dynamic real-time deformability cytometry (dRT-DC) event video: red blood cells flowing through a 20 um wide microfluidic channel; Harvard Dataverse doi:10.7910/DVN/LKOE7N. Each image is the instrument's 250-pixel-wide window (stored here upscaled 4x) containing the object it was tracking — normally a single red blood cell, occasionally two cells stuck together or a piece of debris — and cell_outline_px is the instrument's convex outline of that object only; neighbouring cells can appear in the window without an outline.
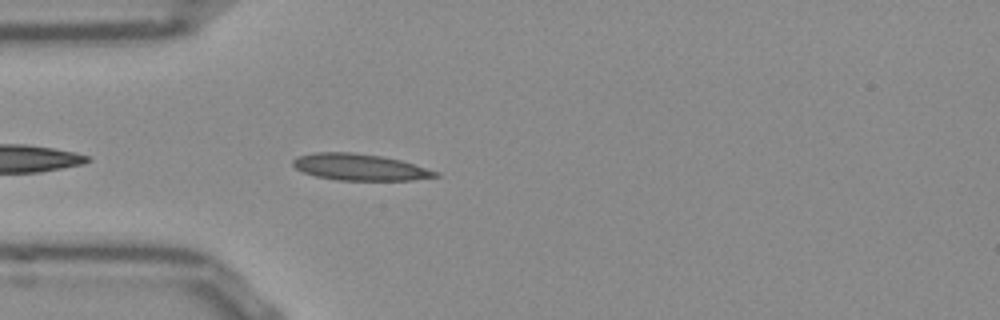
{"species": "Egyptian fruit bat (a non-hibernating species)", "species_latin": "Rousettus aegyptiacus", "temperature_condition": "room temperature", "stored_images_in_passage": 41, "camera_frame_rate_fps": 3000, "um_per_image_px": 0.085, "frame": {"image": 1, "passage_image": 3, "time_ms": 0.667, "image_size_px": [1000, 320], "cell_outline_px": [[440, 176], [412, 180], [336, 180], [316, 176], [304, 172], [296, 168], [292, 164], [292, 160], [296, 156], [312, 152], [352, 152], [380, 156], [400, 160], [440, 172]], "centroid_in_image_um": [30.56, 14.2], "position_along_channel_um": 54.4, "area_um2": 22.02}}
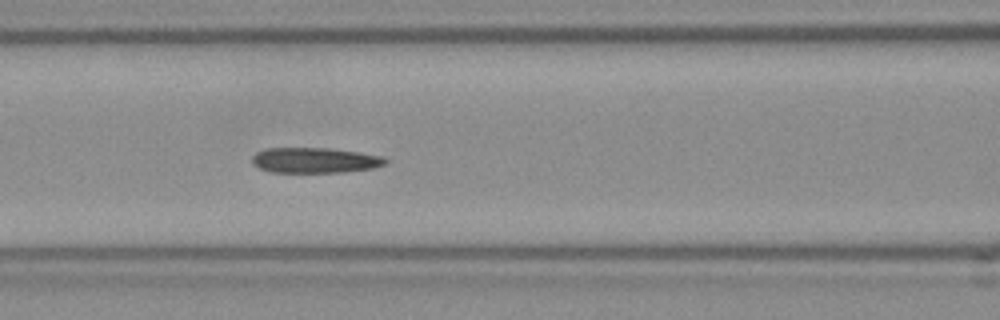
{"frame": {"image": 2, "passage_image": 10, "time_ms": 3.0, "image_size_px": [1000, 320], "cell_outline_px": [[388, 160], [384, 164], [372, 168], [340, 172], [272, 172], [260, 168], [252, 164], [252, 156], [256, 152], [268, 148], [328, 148], [360, 152], [384, 156]], "centroid_in_image_um": [26.75, 13.61], "position_along_channel_um": 139.8, "area_um2": 19.65}}
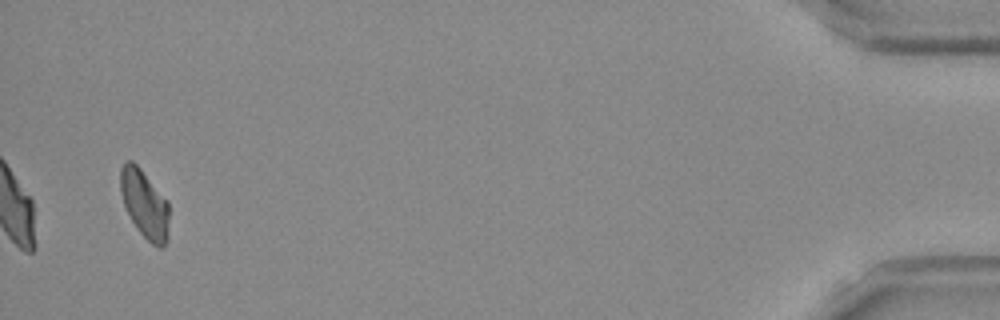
{"frame": {"image": 3, "passage_image": 39, "time_ms": 12.667, "image_size_px": [1000, 320], "cell_outline_px": [[168, 240], [160, 248], [156, 248], [136, 228], [124, 204], [120, 192], [120, 168], [124, 160], [132, 160], [140, 168], [168, 200]], "centroid_in_image_um": [12.29, 17.32], "position_along_channel_um": 422.9, "area_um2": 19.42}, "authors_computed_cell_mechanics": {"area_um2": 19.7098, "velocity_mm_per_s": 3.8442, "shape_relaxation_time_tau1_ms": null, "shape_relaxation_time_tau2_ms": 3.8569, "deformation_change_tau1": null, "deformation_change_tau2": 0.0968}}